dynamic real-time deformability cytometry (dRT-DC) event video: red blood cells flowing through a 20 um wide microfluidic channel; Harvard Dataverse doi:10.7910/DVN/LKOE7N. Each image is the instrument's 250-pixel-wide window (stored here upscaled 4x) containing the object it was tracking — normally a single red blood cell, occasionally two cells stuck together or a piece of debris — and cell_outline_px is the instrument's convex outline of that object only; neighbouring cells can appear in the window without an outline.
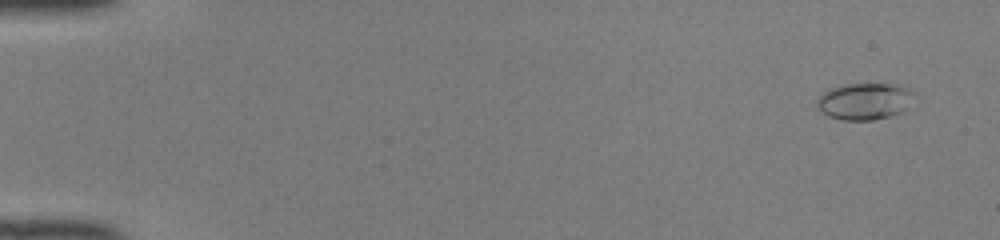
{"species": "common noctule bat (a hibernating species)", "species_latin": "Nyctalus noctula", "temperature_condition": "room temperature", "stored_images_in_passage": 50, "camera_frame_rate_fps": 3000, "um_per_image_px": 0.085, "animal": {"sex": "female", "body_mass_g": 22.0, "forearm_length_mm": 56.7}, "frame": {"image": 1, "passage_image": 3, "time_ms": 0.667, "image_size_px": [1000, 240], "cell_outline_px": [[912, 92], [904, 112], [872, 120], [844, 120], [828, 116], [816, 108], [816, 104], [820, 96], [824, 92], [832, 88], [844, 84], [888, 84], [908, 88]], "centroid_in_image_um": [73.42, 8.62], "position_along_channel_um": 11.6, "area_um2": 20.35}}
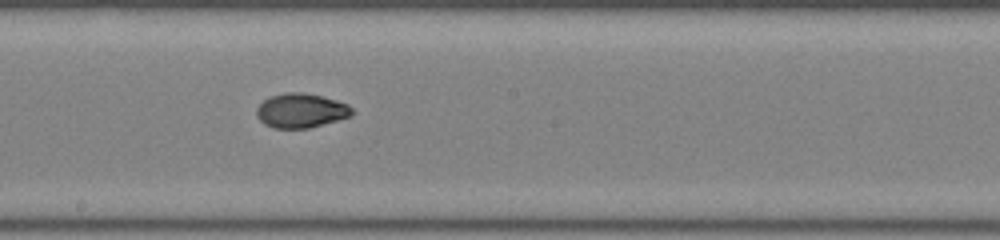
{"frame": {"image": 2, "passage_image": 29, "time_ms": 9.333, "image_size_px": [1000, 240], "cell_outline_px": [[356, 112], [352, 116], [308, 128], [272, 128], [264, 124], [256, 116], [256, 108], [264, 100], [272, 96], [284, 92], [304, 92], [336, 100], [348, 104]], "centroid_in_image_um": [25.59, 9.4], "position_along_channel_um": 222.6, "area_um2": 19.19}}
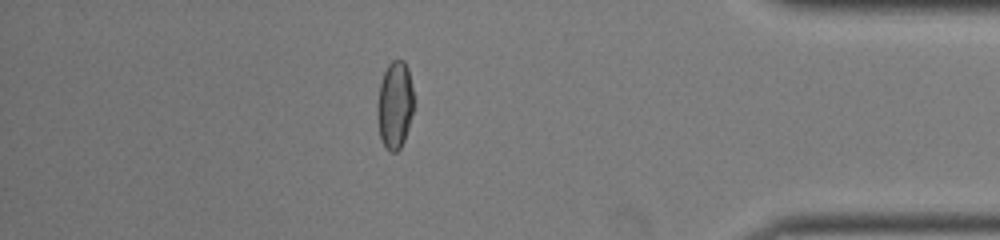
{"frame": {"image": 3, "passage_image": 44, "time_ms": 14.333, "image_size_px": [1000, 240], "cell_outline_px": [[412, 112], [408, 128], [404, 140], [400, 148], [396, 152], [392, 152], [384, 144], [380, 136], [376, 112], [380, 84], [384, 72], [388, 64], [392, 60], [404, 60], [408, 68], [412, 88]], "centroid_in_image_um": [33.55, 8.9], "position_along_channel_um": 401.7, "area_um2": 18.26}, "authors_computed_cell_mechanics": {"area_um2": 18.6983, "velocity_mm_per_s": 4.1648, "shape_relaxation_time_tau1_ms": 5.522, "shape_relaxation_time_tau2_ms": 0.9783, "deformation_change_tau1": 0.1915, "deformation_change_tau2": 0.0408}}